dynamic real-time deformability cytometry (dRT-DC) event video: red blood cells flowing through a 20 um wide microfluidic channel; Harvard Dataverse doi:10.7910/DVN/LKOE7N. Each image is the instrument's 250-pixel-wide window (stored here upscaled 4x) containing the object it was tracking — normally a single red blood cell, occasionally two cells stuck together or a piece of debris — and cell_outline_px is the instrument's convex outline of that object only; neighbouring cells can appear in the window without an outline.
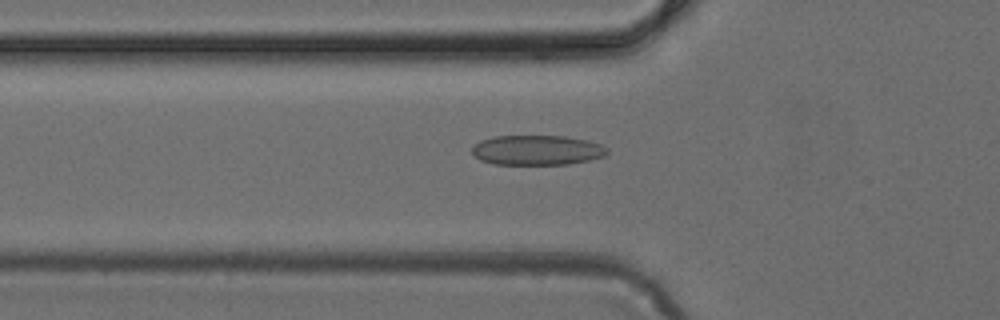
{"species": "common noctule bat (a hibernating species)", "species_latin": "Nyctalus noctula", "temperature_condition": "cold", "stored_images_in_passage": 35, "camera_frame_rate_fps": 3000, "um_per_image_px": 0.085, "animal": {"sex": "female", "body_mass_g": 24.6, "forearm_length_mm": 56.2}, "frame": {"image": 1, "passage_image": 17, "time_ms": 5.333, "image_size_px": [1000, 320], "cell_outline_px": [[608, 152], [604, 156], [588, 160], [568, 164], [492, 164], [480, 160], [472, 152], [472, 148], [480, 140], [492, 136], [564, 136], [588, 140], [600, 144], [608, 148]], "centroid_in_image_um": [45.64, 12.76], "position_along_channel_um": 80.2, "area_um2": 23.52}}
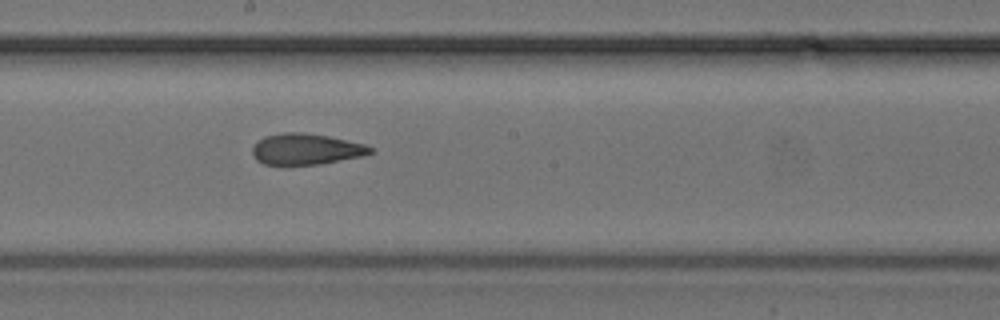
{"frame": {"image": 2, "passage_image": 27, "time_ms": 8.667, "image_size_px": [1000, 320], "cell_outline_px": [[376, 152], [364, 156], [320, 164], [264, 164], [256, 160], [252, 152], [252, 148], [264, 136], [284, 132], [304, 132], [328, 136], [364, 144], [372, 148]], "centroid_in_image_um": [26.05, 12.67], "position_along_channel_um": 222.2, "area_um2": 21.27}}
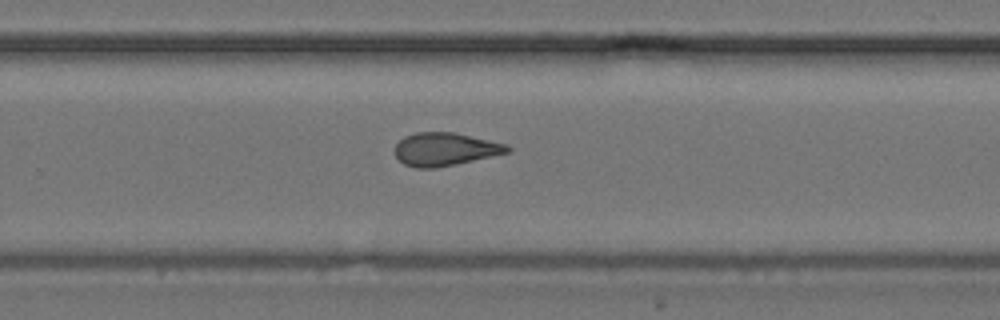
{"frame": {"image": 3, "passage_image": 32, "time_ms": 10.333, "image_size_px": [1000, 320], "cell_outline_px": [[512, 152], [456, 164], [436, 168], [416, 168], [404, 164], [396, 156], [396, 144], [404, 136], [416, 132], [452, 132], [508, 144], [512, 148]], "centroid_in_image_um": [37.87, 12.69], "position_along_channel_um": 291.9, "area_um2": 21.73}}